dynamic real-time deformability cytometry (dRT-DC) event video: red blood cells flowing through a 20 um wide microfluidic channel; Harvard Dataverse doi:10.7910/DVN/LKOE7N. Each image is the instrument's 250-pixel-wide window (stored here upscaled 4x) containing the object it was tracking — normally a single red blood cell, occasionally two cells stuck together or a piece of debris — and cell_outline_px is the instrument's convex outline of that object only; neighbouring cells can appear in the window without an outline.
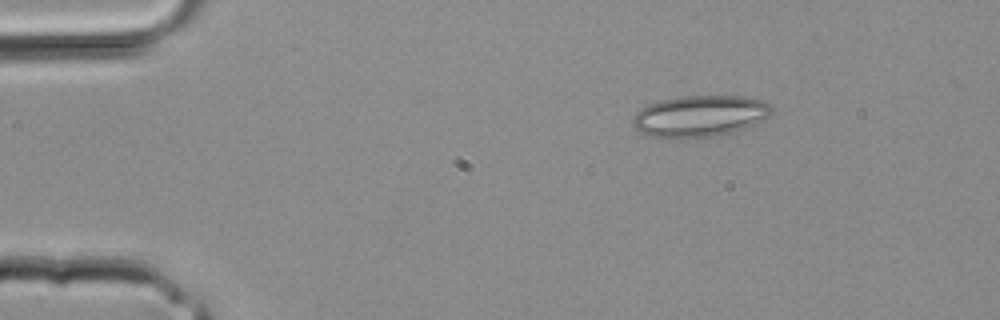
{"species": "common noctule bat (a hibernating species)", "species_latin": "Nyctalus noctula", "temperature_condition": "room temperature", "stored_images_in_passage": 4, "camera_frame_rate_fps": 3000, "um_per_image_px": 0.085, "animal": {"sex": "male", "body_mass_g": 20.4}, "frame": {"image": 1, "passage_image": 4, "time_ms": 1.0, "image_size_px": [1000, 320], "cell_outline_px": [[772, 112], [768, 116], [744, 128], [732, 132], [712, 136], [648, 136], [640, 132], [632, 124], [632, 120], [636, 112], [640, 108], [648, 104], [660, 100], [684, 96], [740, 96], [764, 100], [772, 104]], "centroid_in_image_um": [59.48, 9.83], "position_along_channel_um": 25.5, "area_um2": 32.89}}